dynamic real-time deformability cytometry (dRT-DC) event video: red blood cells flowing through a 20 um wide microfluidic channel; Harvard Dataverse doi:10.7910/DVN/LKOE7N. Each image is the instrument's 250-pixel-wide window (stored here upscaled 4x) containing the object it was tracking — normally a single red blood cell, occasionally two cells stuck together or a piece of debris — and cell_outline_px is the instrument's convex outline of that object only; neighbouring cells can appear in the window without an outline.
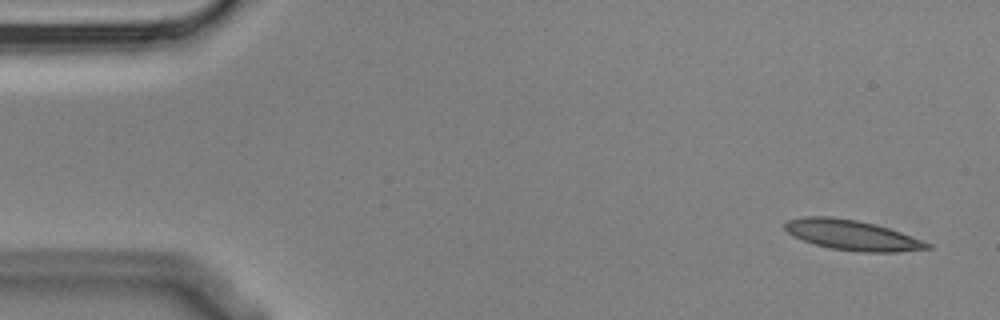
{"species": "Egyptian fruit bat (a non-hibernating species)", "species_latin": "Rousettus aegyptiacus", "temperature_condition": "cold", "stored_images_in_passage": 4, "camera_frame_rate_fps": 3000, "um_per_image_px": 0.085, "animal": {"sex": "male"}, "frame": {"image": 1, "passage_image": 1, "time_ms": 0.0, "image_size_px": [1000, 320], "cell_outline_px": [[932, 248], [896, 252], [856, 252], [832, 248], [816, 244], [792, 236], [784, 228], [784, 224], [788, 220], [804, 216], [828, 216], [856, 220], [888, 228], [900, 232], [932, 244]], "centroid_in_image_um": [72.41, 19.98], "position_along_channel_um": 12.6, "area_um2": 24.74}}